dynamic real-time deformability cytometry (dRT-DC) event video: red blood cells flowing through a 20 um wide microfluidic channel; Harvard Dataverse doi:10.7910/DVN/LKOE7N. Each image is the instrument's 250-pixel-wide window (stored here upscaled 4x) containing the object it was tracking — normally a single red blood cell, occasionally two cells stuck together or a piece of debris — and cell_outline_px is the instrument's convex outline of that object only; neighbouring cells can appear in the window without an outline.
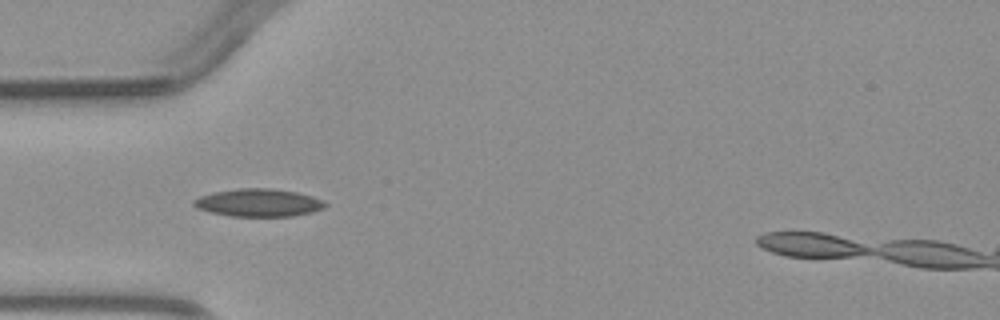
{"species": "common noctule bat (a hibernating species)", "species_latin": "Nyctalus noctula", "temperature_condition": "warm", "stored_images_in_passage": 4, "camera_frame_rate_fps": 3000, "um_per_image_px": 0.085, "animal": {"sex": "male", "body_mass_g": 23.1, "forearm_length_mm": 52.7}, "frame": {"image": 1, "passage_image": 4, "time_ms": 3.667, "image_size_px": [1000, 320], "cell_outline_px": [[328, 204], [324, 208], [312, 212], [292, 216], [228, 216], [208, 212], [196, 208], [192, 204], [192, 200], [200, 196], [216, 192], [240, 188], [272, 188], [296, 192], [312, 196], [324, 200]], "centroid_in_image_um": [21.97, 17.23], "position_along_channel_um": 63.0, "area_um2": 21.39}}